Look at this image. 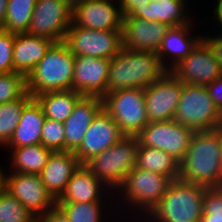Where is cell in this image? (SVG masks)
I'll return each instance as SVG.
<instances>
[{
    "label": "cell",
    "instance_id": "2e32d148",
    "mask_svg": "<svg viewBox=\"0 0 222 222\" xmlns=\"http://www.w3.org/2000/svg\"><path fill=\"white\" fill-rule=\"evenodd\" d=\"M118 4L119 0H92L78 4L72 8L71 26L122 31L123 16Z\"/></svg>",
    "mask_w": 222,
    "mask_h": 222
},
{
    "label": "cell",
    "instance_id": "d4e9b609",
    "mask_svg": "<svg viewBox=\"0 0 222 222\" xmlns=\"http://www.w3.org/2000/svg\"><path fill=\"white\" fill-rule=\"evenodd\" d=\"M187 0H151L145 8L135 17L149 22H161L171 27L191 24L192 19L188 16ZM187 11V13H186Z\"/></svg>",
    "mask_w": 222,
    "mask_h": 222
},
{
    "label": "cell",
    "instance_id": "f35d334b",
    "mask_svg": "<svg viewBox=\"0 0 222 222\" xmlns=\"http://www.w3.org/2000/svg\"><path fill=\"white\" fill-rule=\"evenodd\" d=\"M202 40L209 46L215 60L219 63L222 70V33L217 36H203Z\"/></svg>",
    "mask_w": 222,
    "mask_h": 222
},
{
    "label": "cell",
    "instance_id": "4316f807",
    "mask_svg": "<svg viewBox=\"0 0 222 222\" xmlns=\"http://www.w3.org/2000/svg\"><path fill=\"white\" fill-rule=\"evenodd\" d=\"M12 153V172L40 174L53 150L42 144L9 148ZM15 169V170H14Z\"/></svg>",
    "mask_w": 222,
    "mask_h": 222
},
{
    "label": "cell",
    "instance_id": "836d02e7",
    "mask_svg": "<svg viewBox=\"0 0 222 222\" xmlns=\"http://www.w3.org/2000/svg\"><path fill=\"white\" fill-rule=\"evenodd\" d=\"M41 144L53 151H65L64 124L46 117L41 130Z\"/></svg>",
    "mask_w": 222,
    "mask_h": 222
},
{
    "label": "cell",
    "instance_id": "7402d4cb",
    "mask_svg": "<svg viewBox=\"0 0 222 222\" xmlns=\"http://www.w3.org/2000/svg\"><path fill=\"white\" fill-rule=\"evenodd\" d=\"M54 43L51 39L28 33L15 34L13 46L14 72L27 77Z\"/></svg>",
    "mask_w": 222,
    "mask_h": 222
},
{
    "label": "cell",
    "instance_id": "cb8c5ba5",
    "mask_svg": "<svg viewBox=\"0 0 222 222\" xmlns=\"http://www.w3.org/2000/svg\"><path fill=\"white\" fill-rule=\"evenodd\" d=\"M42 106L32 98L23 108L20 120L9 143L3 148L41 144V130L45 120Z\"/></svg>",
    "mask_w": 222,
    "mask_h": 222
},
{
    "label": "cell",
    "instance_id": "8d00e7d4",
    "mask_svg": "<svg viewBox=\"0 0 222 222\" xmlns=\"http://www.w3.org/2000/svg\"><path fill=\"white\" fill-rule=\"evenodd\" d=\"M150 2L151 0H119L121 15L135 17Z\"/></svg>",
    "mask_w": 222,
    "mask_h": 222
},
{
    "label": "cell",
    "instance_id": "d6986e66",
    "mask_svg": "<svg viewBox=\"0 0 222 222\" xmlns=\"http://www.w3.org/2000/svg\"><path fill=\"white\" fill-rule=\"evenodd\" d=\"M103 108L101 97L82 96L75 104L71 115L63 123L65 128V151L75 152L94 117Z\"/></svg>",
    "mask_w": 222,
    "mask_h": 222
},
{
    "label": "cell",
    "instance_id": "603a6c76",
    "mask_svg": "<svg viewBox=\"0 0 222 222\" xmlns=\"http://www.w3.org/2000/svg\"><path fill=\"white\" fill-rule=\"evenodd\" d=\"M192 26L190 24L171 27L167 35L162 39L160 48L157 52L162 65L169 71L180 60L186 58L203 36L189 35ZM168 57V59H167ZM166 59V60H164ZM171 59V61L169 60ZM170 62L169 64L167 62ZM172 62V63H171ZM167 63V64H166Z\"/></svg>",
    "mask_w": 222,
    "mask_h": 222
},
{
    "label": "cell",
    "instance_id": "74e56055",
    "mask_svg": "<svg viewBox=\"0 0 222 222\" xmlns=\"http://www.w3.org/2000/svg\"><path fill=\"white\" fill-rule=\"evenodd\" d=\"M206 89L209 96L212 98L214 105L222 113V75L206 85Z\"/></svg>",
    "mask_w": 222,
    "mask_h": 222
},
{
    "label": "cell",
    "instance_id": "ac0fdd59",
    "mask_svg": "<svg viewBox=\"0 0 222 222\" xmlns=\"http://www.w3.org/2000/svg\"><path fill=\"white\" fill-rule=\"evenodd\" d=\"M111 59L75 56L72 89L83 96L103 98L107 94V79Z\"/></svg>",
    "mask_w": 222,
    "mask_h": 222
},
{
    "label": "cell",
    "instance_id": "44dd1931",
    "mask_svg": "<svg viewBox=\"0 0 222 222\" xmlns=\"http://www.w3.org/2000/svg\"><path fill=\"white\" fill-rule=\"evenodd\" d=\"M105 189L107 192L111 191L84 164H80L72 174L64 193L56 200V203L102 202V192H105V195L107 194Z\"/></svg>",
    "mask_w": 222,
    "mask_h": 222
},
{
    "label": "cell",
    "instance_id": "f546056e",
    "mask_svg": "<svg viewBox=\"0 0 222 222\" xmlns=\"http://www.w3.org/2000/svg\"><path fill=\"white\" fill-rule=\"evenodd\" d=\"M33 97L26 92L20 99L0 104V146H6L17 127L24 106Z\"/></svg>",
    "mask_w": 222,
    "mask_h": 222
},
{
    "label": "cell",
    "instance_id": "e575fe53",
    "mask_svg": "<svg viewBox=\"0 0 222 222\" xmlns=\"http://www.w3.org/2000/svg\"><path fill=\"white\" fill-rule=\"evenodd\" d=\"M15 33L0 28V73L14 72L13 46Z\"/></svg>",
    "mask_w": 222,
    "mask_h": 222
},
{
    "label": "cell",
    "instance_id": "60d3db41",
    "mask_svg": "<svg viewBox=\"0 0 222 222\" xmlns=\"http://www.w3.org/2000/svg\"><path fill=\"white\" fill-rule=\"evenodd\" d=\"M217 3L214 4L215 8H214V12L212 11V13L214 14L213 15V20H214V17H215V24L218 23V27H221L220 29H222V0H218L216 1ZM222 32V30H221Z\"/></svg>",
    "mask_w": 222,
    "mask_h": 222
},
{
    "label": "cell",
    "instance_id": "ee69618b",
    "mask_svg": "<svg viewBox=\"0 0 222 222\" xmlns=\"http://www.w3.org/2000/svg\"><path fill=\"white\" fill-rule=\"evenodd\" d=\"M69 5L71 6V8L77 6L78 4H81L83 2H88V1H92V0H66Z\"/></svg>",
    "mask_w": 222,
    "mask_h": 222
},
{
    "label": "cell",
    "instance_id": "5bb4252c",
    "mask_svg": "<svg viewBox=\"0 0 222 222\" xmlns=\"http://www.w3.org/2000/svg\"><path fill=\"white\" fill-rule=\"evenodd\" d=\"M169 71L183 83L200 86H206L222 75L219 63L203 40Z\"/></svg>",
    "mask_w": 222,
    "mask_h": 222
},
{
    "label": "cell",
    "instance_id": "8fae6325",
    "mask_svg": "<svg viewBox=\"0 0 222 222\" xmlns=\"http://www.w3.org/2000/svg\"><path fill=\"white\" fill-rule=\"evenodd\" d=\"M193 133L189 127L171 119L148 123L136 137L139 146L163 150L180 163L187 154Z\"/></svg>",
    "mask_w": 222,
    "mask_h": 222
},
{
    "label": "cell",
    "instance_id": "484cf974",
    "mask_svg": "<svg viewBox=\"0 0 222 222\" xmlns=\"http://www.w3.org/2000/svg\"><path fill=\"white\" fill-rule=\"evenodd\" d=\"M82 96L71 89L45 92L37 95L35 99L42 106L45 117L64 123Z\"/></svg>",
    "mask_w": 222,
    "mask_h": 222
},
{
    "label": "cell",
    "instance_id": "9a60e30c",
    "mask_svg": "<svg viewBox=\"0 0 222 222\" xmlns=\"http://www.w3.org/2000/svg\"><path fill=\"white\" fill-rule=\"evenodd\" d=\"M125 135L102 108L87 129L79 148L74 152L81 164L120 142Z\"/></svg>",
    "mask_w": 222,
    "mask_h": 222
},
{
    "label": "cell",
    "instance_id": "e0dca14e",
    "mask_svg": "<svg viewBox=\"0 0 222 222\" xmlns=\"http://www.w3.org/2000/svg\"><path fill=\"white\" fill-rule=\"evenodd\" d=\"M171 26L137 17H122V47L157 53Z\"/></svg>",
    "mask_w": 222,
    "mask_h": 222
},
{
    "label": "cell",
    "instance_id": "83f0119b",
    "mask_svg": "<svg viewBox=\"0 0 222 222\" xmlns=\"http://www.w3.org/2000/svg\"><path fill=\"white\" fill-rule=\"evenodd\" d=\"M136 167L163 174L171 180L179 179V162L167 152L146 146H139Z\"/></svg>",
    "mask_w": 222,
    "mask_h": 222
},
{
    "label": "cell",
    "instance_id": "52a82bcc",
    "mask_svg": "<svg viewBox=\"0 0 222 222\" xmlns=\"http://www.w3.org/2000/svg\"><path fill=\"white\" fill-rule=\"evenodd\" d=\"M102 101L103 109L117 123L125 136L136 137L149 123L143 88L116 90L107 93Z\"/></svg>",
    "mask_w": 222,
    "mask_h": 222
},
{
    "label": "cell",
    "instance_id": "4dcf8cb0",
    "mask_svg": "<svg viewBox=\"0 0 222 222\" xmlns=\"http://www.w3.org/2000/svg\"><path fill=\"white\" fill-rule=\"evenodd\" d=\"M103 205L102 202L56 203V206L65 214L70 222H102V212L105 209Z\"/></svg>",
    "mask_w": 222,
    "mask_h": 222
},
{
    "label": "cell",
    "instance_id": "ab89813d",
    "mask_svg": "<svg viewBox=\"0 0 222 222\" xmlns=\"http://www.w3.org/2000/svg\"><path fill=\"white\" fill-rule=\"evenodd\" d=\"M38 220L40 222H70L57 206L50 209L46 214L38 218Z\"/></svg>",
    "mask_w": 222,
    "mask_h": 222
},
{
    "label": "cell",
    "instance_id": "9c48e42d",
    "mask_svg": "<svg viewBox=\"0 0 222 222\" xmlns=\"http://www.w3.org/2000/svg\"><path fill=\"white\" fill-rule=\"evenodd\" d=\"M64 43L74 56L112 59L122 49V31L70 26Z\"/></svg>",
    "mask_w": 222,
    "mask_h": 222
},
{
    "label": "cell",
    "instance_id": "30bf717a",
    "mask_svg": "<svg viewBox=\"0 0 222 222\" xmlns=\"http://www.w3.org/2000/svg\"><path fill=\"white\" fill-rule=\"evenodd\" d=\"M2 187L14 196L37 219L56 206V200L45 188L39 174L2 172Z\"/></svg>",
    "mask_w": 222,
    "mask_h": 222
},
{
    "label": "cell",
    "instance_id": "d590c367",
    "mask_svg": "<svg viewBox=\"0 0 222 222\" xmlns=\"http://www.w3.org/2000/svg\"><path fill=\"white\" fill-rule=\"evenodd\" d=\"M203 214L222 215V186L206 188L203 201Z\"/></svg>",
    "mask_w": 222,
    "mask_h": 222
},
{
    "label": "cell",
    "instance_id": "ba28073f",
    "mask_svg": "<svg viewBox=\"0 0 222 222\" xmlns=\"http://www.w3.org/2000/svg\"><path fill=\"white\" fill-rule=\"evenodd\" d=\"M171 181L170 178L163 174L135 166L117 189L119 191L118 197L122 196V200H126L124 203L128 201V204L132 206V210L135 208L137 209L136 211L144 213L140 215V217H143L162 199ZM120 193L122 194L120 195Z\"/></svg>",
    "mask_w": 222,
    "mask_h": 222
},
{
    "label": "cell",
    "instance_id": "f6af8a7d",
    "mask_svg": "<svg viewBox=\"0 0 222 222\" xmlns=\"http://www.w3.org/2000/svg\"><path fill=\"white\" fill-rule=\"evenodd\" d=\"M2 170H1V167H0V188L2 187Z\"/></svg>",
    "mask_w": 222,
    "mask_h": 222
},
{
    "label": "cell",
    "instance_id": "7c38bea8",
    "mask_svg": "<svg viewBox=\"0 0 222 222\" xmlns=\"http://www.w3.org/2000/svg\"><path fill=\"white\" fill-rule=\"evenodd\" d=\"M72 24V8L66 0H37L28 34L64 42Z\"/></svg>",
    "mask_w": 222,
    "mask_h": 222
},
{
    "label": "cell",
    "instance_id": "b9f144b4",
    "mask_svg": "<svg viewBox=\"0 0 222 222\" xmlns=\"http://www.w3.org/2000/svg\"><path fill=\"white\" fill-rule=\"evenodd\" d=\"M200 222H222V215L218 214H203Z\"/></svg>",
    "mask_w": 222,
    "mask_h": 222
},
{
    "label": "cell",
    "instance_id": "6da1fadb",
    "mask_svg": "<svg viewBox=\"0 0 222 222\" xmlns=\"http://www.w3.org/2000/svg\"><path fill=\"white\" fill-rule=\"evenodd\" d=\"M221 126L192 134L187 154L179 163V178L206 188L222 186Z\"/></svg>",
    "mask_w": 222,
    "mask_h": 222
},
{
    "label": "cell",
    "instance_id": "bcb514c9",
    "mask_svg": "<svg viewBox=\"0 0 222 222\" xmlns=\"http://www.w3.org/2000/svg\"><path fill=\"white\" fill-rule=\"evenodd\" d=\"M221 142H222V125H221ZM222 156V155H221Z\"/></svg>",
    "mask_w": 222,
    "mask_h": 222
},
{
    "label": "cell",
    "instance_id": "f1b7e54d",
    "mask_svg": "<svg viewBox=\"0 0 222 222\" xmlns=\"http://www.w3.org/2000/svg\"><path fill=\"white\" fill-rule=\"evenodd\" d=\"M37 0H8L3 30L11 33H28Z\"/></svg>",
    "mask_w": 222,
    "mask_h": 222
},
{
    "label": "cell",
    "instance_id": "1f68e13d",
    "mask_svg": "<svg viewBox=\"0 0 222 222\" xmlns=\"http://www.w3.org/2000/svg\"><path fill=\"white\" fill-rule=\"evenodd\" d=\"M38 219L3 187L0 188V222H36Z\"/></svg>",
    "mask_w": 222,
    "mask_h": 222
},
{
    "label": "cell",
    "instance_id": "7bdbcfd3",
    "mask_svg": "<svg viewBox=\"0 0 222 222\" xmlns=\"http://www.w3.org/2000/svg\"><path fill=\"white\" fill-rule=\"evenodd\" d=\"M7 2L8 0H0V28L4 26Z\"/></svg>",
    "mask_w": 222,
    "mask_h": 222
},
{
    "label": "cell",
    "instance_id": "3957f363",
    "mask_svg": "<svg viewBox=\"0 0 222 222\" xmlns=\"http://www.w3.org/2000/svg\"><path fill=\"white\" fill-rule=\"evenodd\" d=\"M206 187L172 180L162 199L146 214L152 222H200Z\"/></svg>",
    "mask_w": 222,
    "mask_h": 222
},
{
    "label": "cell",
    "instance_id": "8992f818",
    "mask_svg": "<svg viewBox=\"0 0 222 222\" xmlns=\"http://www.w3.org/2000/svg\"><path fill=\"white\" fill-rule=\"evenodd\" d=\"M173 119L194 132L215 130L222 125V113L214 105L206 86L187 83H183Z\"/></svg>",
    "mask_w": 222,
    "mask_h": 222
},
{
    "label": "cell",
    "instance_id": "7a4b0ae2",
    "mask_svg": "<svg viewBox=\"0 0 222 222\" xmlns=\"http://www.w3.org/2000/svg\"><path fill=\"white\" fill-rule=\"evenodd\" d=\"M168 70L157 53L122 49L111 59L107 93L127 88H146Z\"/></svg>",
    "mask_w": 222,
    "mask_h": 222
},
{
    "label": "cell",
    "instance_id": "277c9868",
    "mask_svg": "<svg viewBox=\"0 0 222 222\" xmlns=\"http://www.w3.org/2000/svg\"><path fill=\"white\" fill-rule=\"evenodd\" d=\"M75 56L64 42L54 43L26 77V90L35 98L45 92L71 90Z\"/></svg>",
    "mask_w": 222,
    "mask_h": 222
},
{
    "label": "cell",
    "instance_id": "4fadbf2b",
    "mask_svg": "<svg viewBox=\"0 0 222 222\" xmlns=\"http://www.w3.org/2000/svg\"><path fill=\"white\" fill-rule=\"evenodd\" d=\"M183 90V82L170 71L144 88L149 123L171 120L175 116Z\"/></svg>",
    "mask_w": 222,
    "mask_h": 222
},
{
    "label": "cell",
    "instance_id": "ffe728a7",
    "mask_svg": "<svg viewBox=\"0 0 222 222\" xmlns=\"http://www.w3.org/2000/svg\"><path fill=\"white\" fill-rule=\"evenodd\" d=\"M81 163L70 151H53L39 174L47 191L58 200Z\"/></svg>",
    "mask_w": 222,
    "mask_h": 222
},
{
    "label": "cell",
    "instance_id": "5b68a950",
    "mask_svg": "<svg viewBox=\"0 0 222 222\" xmlns=\"http://www.w3.org/2000/svg\"><path fill=\"white\" fill-rule=\"evenodd\" d=\"M138 147L137 137L125 136L120 142L90 158L84 165L115 194L127 174L135 167Z\"/></svg>",
    "mask_w": 222,
    "mask_h": 222
},
{
    "label": "cell",
    "instance_id": "d6a6232c",
    "mask_svg": "<svg viewBox=\"0 0 222 222\" xmlns=\"http://www.w3.org/2000/svg\"><path fill=\"white\" fill-rule=\"evenodd\" d=\"M26 92V77L23 74L0 73V104L18 100Z\"/></svg>",
    "mask_w": 222,
    "mask_h": 222
}]
</instances>
